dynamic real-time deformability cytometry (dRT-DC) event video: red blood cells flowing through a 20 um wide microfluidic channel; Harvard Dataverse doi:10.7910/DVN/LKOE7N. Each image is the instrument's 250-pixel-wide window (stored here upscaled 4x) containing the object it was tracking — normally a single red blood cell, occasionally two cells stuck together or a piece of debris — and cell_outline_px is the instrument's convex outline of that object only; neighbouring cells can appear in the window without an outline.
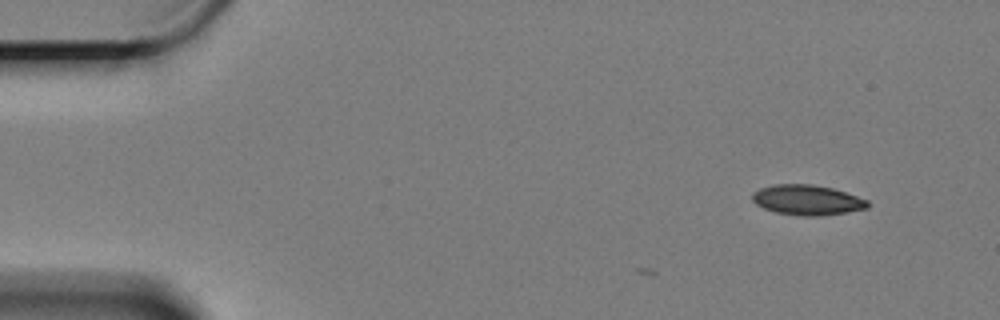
{"species": "Egyptian fruit bat (a non-hibernating species)", "species_latin": "Rousettus aegyptiacus", "temperature_condition": "cold", "stored_images_in_passage": 5, "camera_frame_rate_fps": 3000, "um_per_image_px": 0.085, "animal": {"sex": "female"}, "frame": {"image": 1, "passage_image": 1, "time_ms": 0.0, "image_size_px": [1000, 320], "cell_outline_px": [[868, 208], [820, 216], [800, 216], [776, 212], [764, 208], [756, 204], [752, 200], [752, 192], [760, 188], [776, 184], [812, 184], [832, 188], [868, 200]], "centroid_in_image_um": [68.58, 17.0], "position_along_channel_um": 16.4, "area_um2": 20.11}}